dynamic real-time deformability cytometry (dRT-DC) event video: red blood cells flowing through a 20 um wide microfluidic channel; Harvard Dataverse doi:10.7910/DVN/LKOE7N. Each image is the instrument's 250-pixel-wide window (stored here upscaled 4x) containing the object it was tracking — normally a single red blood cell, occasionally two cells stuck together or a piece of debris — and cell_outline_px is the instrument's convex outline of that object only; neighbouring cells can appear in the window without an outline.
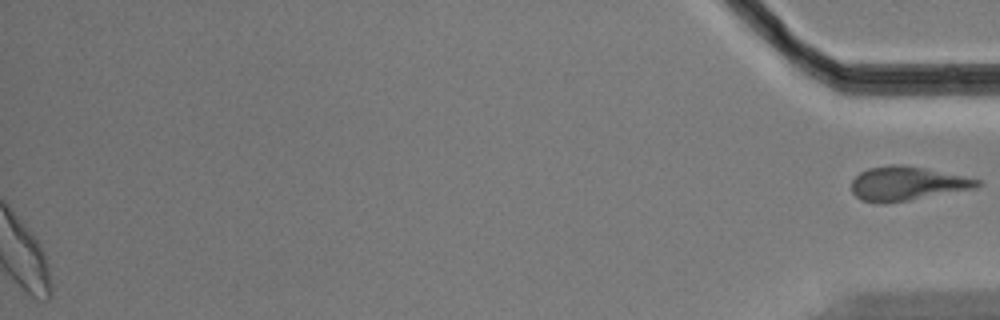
{"species": "Egyptian fruit bat (a non-hibernating species)", "species_latin": "Rousettus aegyptiacus", "temperature_condition": "cold", "stored_images_in_passage": 57, "segment_of_instrument_passage": [2, 2], "camera_frame_rate_fps": 3000, "um_per_image_px": 0.085, "animal": {"sex": "male"}, "frame": {"image": 1, "passage_image": 57, "time_ms": 18.667, "image_size_px": [1000, 320], "cell_outline_px": [[984, 184], [972, 188], [908, 200], [884, 204], [880, 204], [860, 200], [852, 192], [852, 180], [860, 172], [868, 168], [892, 164], [900, 164], [964, 176], [980, 180]], "centroid_in_image_um": [77.03, 15.61], "position_along_channel_um": 358.2, "area_um2": 24.57}}